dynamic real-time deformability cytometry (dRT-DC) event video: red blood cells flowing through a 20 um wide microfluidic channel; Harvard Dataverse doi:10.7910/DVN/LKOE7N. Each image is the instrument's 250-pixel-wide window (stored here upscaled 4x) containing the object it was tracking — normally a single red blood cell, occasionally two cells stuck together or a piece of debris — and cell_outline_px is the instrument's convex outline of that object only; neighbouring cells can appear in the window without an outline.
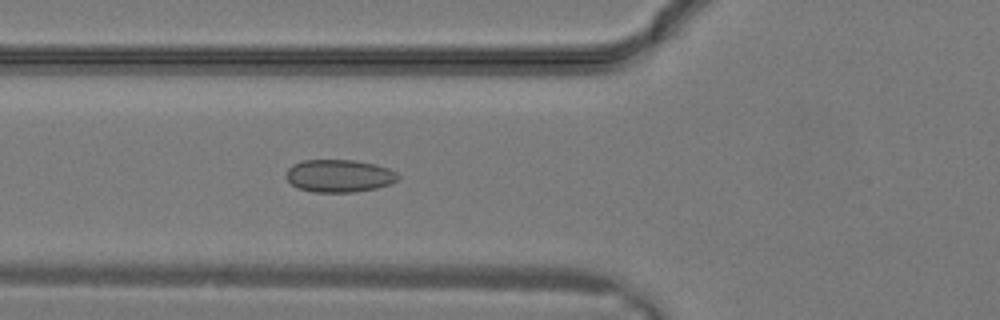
{"species": "common noctule bat (a hibernating species)", "species_latin": "Nyctalus noctula", "temperature_condition": "warm", "stored_images_in_passage": 32, "segment_of_instrument_passage": [1, 2], "camera_frame_rate_fps": 3000, "um_per_image_px": 0.085, "animal": {"sex": "male", "body_mass_g": 19.2, "forearm_length_mm": 51.8}, "frame": {"image": 1, "passage_image": 12, "time_ms": 3.667, "image_size_px": [1000, 320], "cell_outline_px": [[400, 176], [396, 180], [388, 184], [376, 188], [352, 192], [312, 192], [300, 188], [292, 184], [284, 176], [288, 168], [292, 164], [304, 160], [356, 160], [376, 164], [388, 168], [396, 172]], "centroid_in_image_um": [28.81, 14.93], "position_along_channel_um": 97.0, "area_um2": 21.27}}
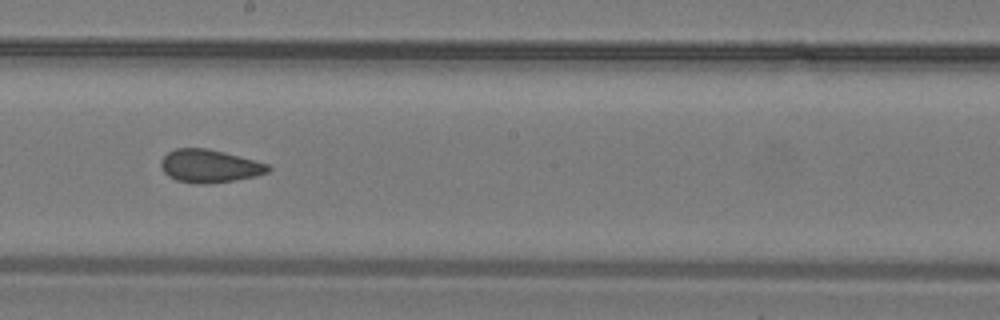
{"frame": {"image": 2, "passage_image": 18, "time_ms": 5.667, "image_size_px": [1000, 320], "cell_outline_px": [[272, 168], [268, 172], [256, 176], [232, 180], [204, 184], [176, 180], [168, 176], [164, 172], [160, 164], [160, 160], [168, 152], [176, 148], [208, 148], [224, 152], [268, 164]], "centroid_in_image_um": [17.79, 14.1], "position_along_channel_um": 230.4, "area_um2": 20.4}}
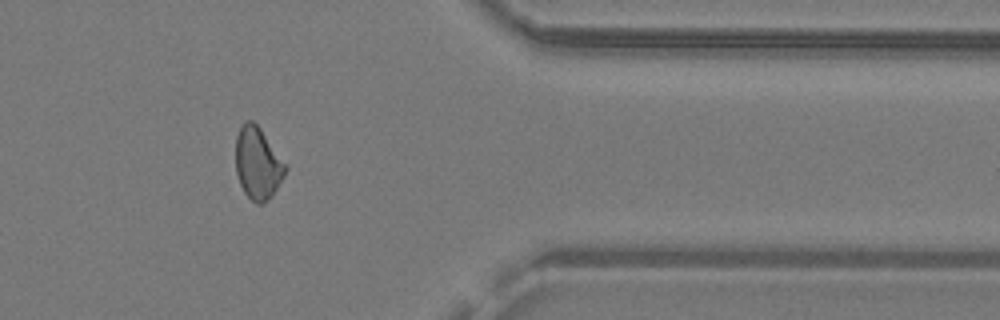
{"frame": {"image": 3, "passage_image": 26, "time_ms": 8.333, "image_size_px": [1000, 320], "cell_outline_px": [[288, 168], [284, 176], [272, 196], [264, 204], [256, 204], [244, 192], [240, 184], [236, 172], [236, 136], [244, 120], [252, 120], [260, 128]], "centroid_in_image_um": [21.9, 13.9], "position_along_channel_um": 389.5, "area_um2": 20.75}}